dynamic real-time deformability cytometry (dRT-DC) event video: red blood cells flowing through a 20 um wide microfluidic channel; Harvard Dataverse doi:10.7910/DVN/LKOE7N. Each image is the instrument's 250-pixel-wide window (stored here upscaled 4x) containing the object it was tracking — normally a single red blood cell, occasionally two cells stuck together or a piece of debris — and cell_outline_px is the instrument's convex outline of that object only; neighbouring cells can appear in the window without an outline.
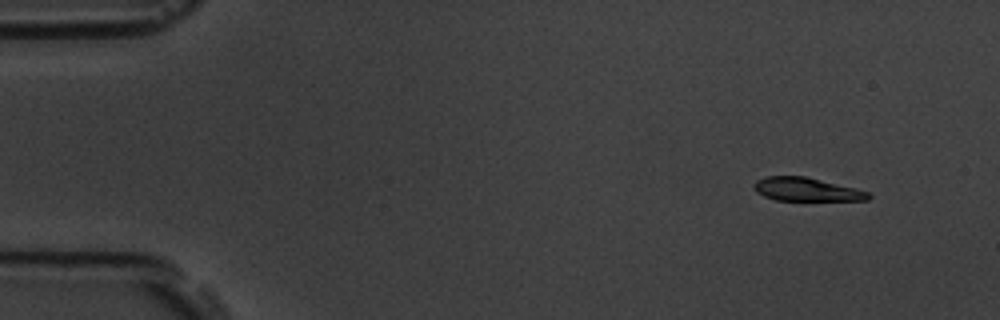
{"species": "common noctule bat (a hibernating species)", "species_latin": "Nyctalus noctula", "temperature_condition": "room temperature", "stored_images_in_passage": 9, "camera_frame_rate_fps": 3000, "um_per_image_px": 0.085, "animal": {"sex": "male", "body_mass_g": 19.5, "forearm_length_mm": 54.6}, "frame": {"image": 1, "passage_image": 1, "time_ms": 0.0, "image_size_px": [1000, 320], "cell_outline_px": [[872, 196], [868, 200], [776, 200], [764, 196], [756, 192], [752, 188], [752, 184], [756, 180], [764, 176], [804, 176], [856, 188], [868, 192]], "centroid_in_image_um": [68.5, 16.09], "position_along_channel_um": 16.5, "area_um2": 15.66}}
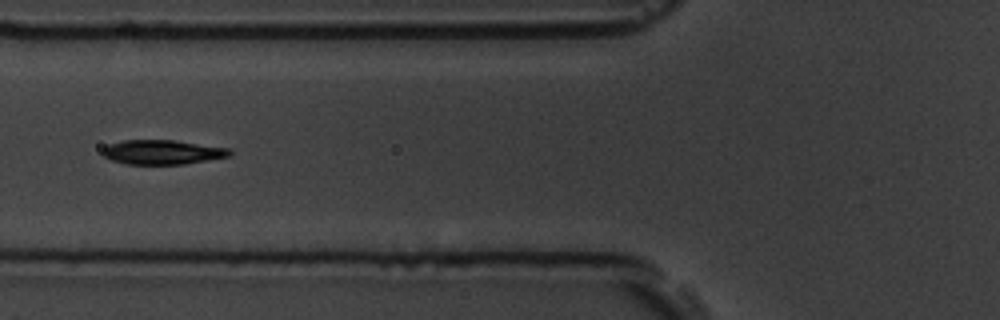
{"frame": {"image": 2, "passage_image": 6, "time_ms": 5.667, "image_size_px": [1000, 320], "cell_outline_px": [[232, 152], [228, 156], [184, 164], [128, 164], [112, 160], [104, 156], [100, 152], [108, 144], [124, 140], [172, 140], [228, 148]], "centroid_in_image_um": [13.75, 12.93], "position_along_channel_um": 112.1, "area_um2": 17.86}}
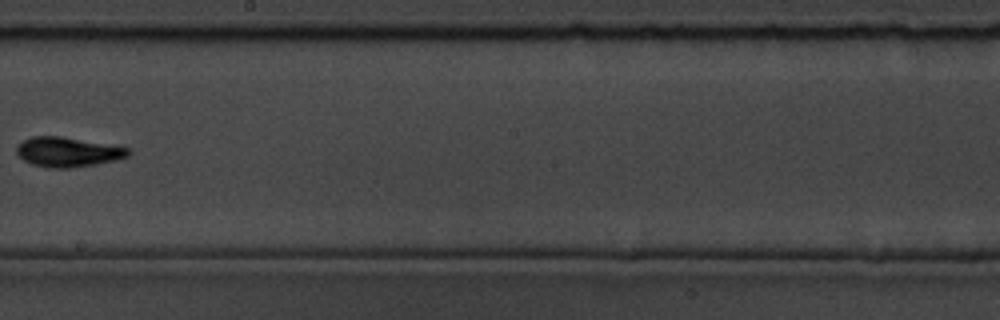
{"frame": {"image": 3, "passage_image": 9, "time_ms": 9.333, "image_size_px": [1000, 320], "cell_outline_px": [[128, 156], [116, 160], [96, 164], [68, 168], [48, 168], [32, 164], [24, 160], [16, 152], [16, 148], [24, 140], [32, 136], [60, 136], [128, 148]], "centroid_in_image_um": [5.72, 12.93], "position_along_channel_um": 242.5, "area_um2": 18.96}}